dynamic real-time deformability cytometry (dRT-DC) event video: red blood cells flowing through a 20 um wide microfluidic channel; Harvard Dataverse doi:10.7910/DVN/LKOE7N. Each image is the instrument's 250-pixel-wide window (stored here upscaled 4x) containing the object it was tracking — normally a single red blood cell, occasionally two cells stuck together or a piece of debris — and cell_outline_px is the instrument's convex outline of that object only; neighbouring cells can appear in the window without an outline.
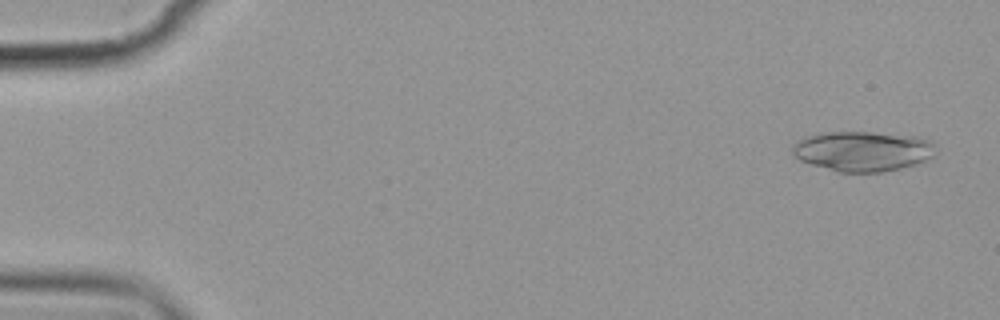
{"species": "common noctule bat (a hibernating species)", "species_latin": "Nyctalus noctula", "temperature_condition": "cold", "stored_images_in_passage": 4, "camera_frame_rate_fps": 3000, "um_per_image_px": 0.085, "animal": {"sex": "female", "body_mass_g": 19.9}, "frame": {"image": 1, "passage_image": 1, "time_ms": 0.0, "image_size_px": [1000, 320], "cell_outline_px": [[936, 156], [916, 164], [900, 168], [880, 172], [840, 172], [812, 164], [800, 160], [792, 156], [792, 144], [808, 136], [828, 132], [872, 132], [912, 136], [928, 140], [936, 144]], "centroid_in_image_um": [73.36, 12.85], "position_along_channel_um": 11.6, "area_um2": 33.35}}